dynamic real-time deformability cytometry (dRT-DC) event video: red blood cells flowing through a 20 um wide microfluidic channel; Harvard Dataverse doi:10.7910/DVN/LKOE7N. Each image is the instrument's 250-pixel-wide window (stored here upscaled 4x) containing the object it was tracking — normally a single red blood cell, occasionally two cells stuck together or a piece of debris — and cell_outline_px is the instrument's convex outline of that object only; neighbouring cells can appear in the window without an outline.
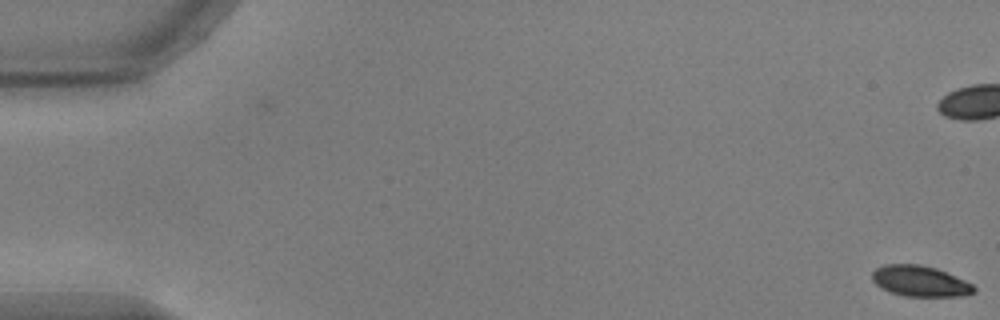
{"species": "common noctule bat (a hibernating species)", "species_latin": "Nyctalus noctula", "temperature_condition": "warm", "stored_images_in_passage": 3, "camera_frame_rate_fps": 3000, "um_per_image_px": 0.085, "animal": {"sex": "male", "body_mass_g": 17.9, "forearm_length_mm": 54.2}, "frame": {"image": 1, "passage_image": 3, "time_ms": 0.667, "image_size_px": [1000, 320], "cell_outline_px": [[976, 292], [964, 296], [904, 296], [880, 288], [872, 280], [872, 272], [876, 268], [884, 264], [920, 264], [936, 268], [964, 280], [972, 284], [976, 288]], "centroid_in_image_um": [78.2, 23.89], "position_along_channel_um": 6.8, "area_um2": 18.26}}